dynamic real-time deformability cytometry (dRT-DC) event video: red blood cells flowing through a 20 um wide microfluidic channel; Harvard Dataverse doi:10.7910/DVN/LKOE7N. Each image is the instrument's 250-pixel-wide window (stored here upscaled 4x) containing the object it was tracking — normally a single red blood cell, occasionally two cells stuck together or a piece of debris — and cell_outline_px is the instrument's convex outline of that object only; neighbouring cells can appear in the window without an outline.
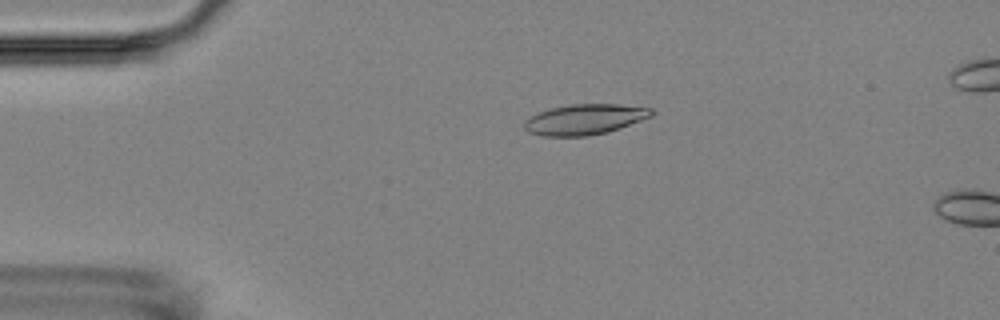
{"species": "Egyptian fruit bat (a non-hibernating species)", "species_latin": "Rousettus aegyptiacus", "temperature_condition": "room temperature", "stored_images_in_passage": 5, "camera_frame_rate_fps": 3000, "um_per_image_px": 0.085, "animal": {"sex": "female"}, "frame": {"image": 1, "passage_image": 4, "time_ms": 3.667, "image_size_px": [1000, 320], "cell_outline_px": [[656, 112], [652, 116], [608, 132], [588, 136], [544, 136], [528, 132], [524, 128], [524, 120], [548, 108], [572, 104], [620, 104], [652, 108]], "centroid_in_image_um": [49.71, 10.14], "position_along_channel_um": 35.3, "area_um2": 22.66}}